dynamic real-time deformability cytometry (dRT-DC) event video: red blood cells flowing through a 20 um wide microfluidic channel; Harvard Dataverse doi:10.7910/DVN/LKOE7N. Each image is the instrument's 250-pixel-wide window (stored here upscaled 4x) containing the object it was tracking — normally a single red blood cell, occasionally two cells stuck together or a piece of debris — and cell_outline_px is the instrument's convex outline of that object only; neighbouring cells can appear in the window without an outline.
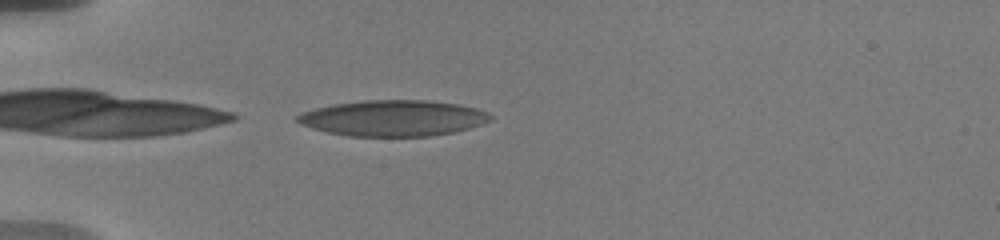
{"species": "human", "species_latin": "Homo sapiens", "temperature_condition": "warm", "stored_images_in_passage": 33, "camera_frame_rate_fps": 3000, "um_per_image_px": 0.085, "donor": {"sex": "male"}, "frame": {"image": 1, "passage_image": 1, "time_ms": 0.0, "image_size_px": [1000, 240], "cell_outline_px": [[492, 120], [468, 128], [452, 132], [428, 136], [348, 136], [328, 132], [312, 128], [300, 124], [296, 120], [296, 116], [304, 112], [316, 108], [332, 104], [364, 100], [424, 100], [460, 104], [476, 108], [488, 112], [492, 116]], "centroid_in_image_um": [33.42, 10.03], "position_along_channel_um": 51.6, "area_um2": 40.29}}
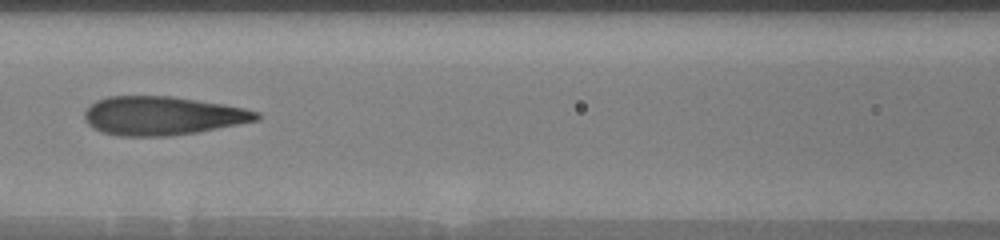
{"frame": {"image": 2, "passage_image": 9, "time_ms": 3.333, "image_size_px": [1000, 240], "cell_outline_px": [[260, 120], [200, 132], [168, 136], [116, 136], [100, 132], [92, 128], [84, 120], [84, 112], [88, 104], [96, 100], [108, 96], [172, 96], [244, 108], [260, 112]], "centroid_in_image_um": [13.76, 9.85], "position_along_channel_um": 152.8, "area_um2": 39.19}}
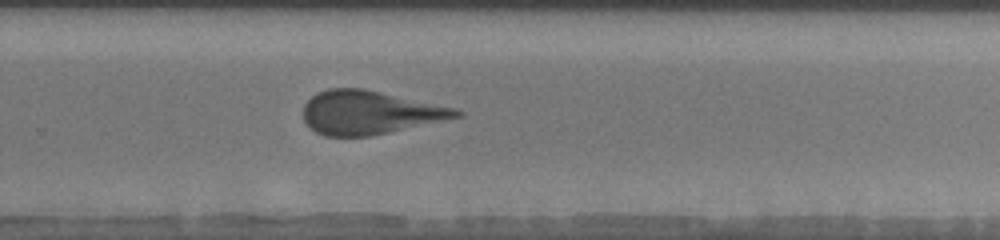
{"frame": {"image": 3, "passage_image": 19, "time_ms": 7.333, "image_size_px": [1000, 240], "cell_outline_px": [[464, 116], [388, 132], [368, 136], [324, 136], [308, 128], [304, 120], [304, 104], [312, 96], [328, 88], [364, 88], [456, 108], [464, 112]], "centroid_in_image_um": [31.41, 9.56], "position_along_channel_um": 298.4, "area_um2": 38.73}, "authors_computed_cell_mechanics": {"area_um2": 39.304, "velocity_mm_per_s": 3.6522, "shape_relaxation_time_tau1_ms": 8.9516, "shape_relaxation_time_tau2_ms": 1.5098, "deformation_change_tau1": 0.2467, "deformation_change_tau2": 0.1163}}